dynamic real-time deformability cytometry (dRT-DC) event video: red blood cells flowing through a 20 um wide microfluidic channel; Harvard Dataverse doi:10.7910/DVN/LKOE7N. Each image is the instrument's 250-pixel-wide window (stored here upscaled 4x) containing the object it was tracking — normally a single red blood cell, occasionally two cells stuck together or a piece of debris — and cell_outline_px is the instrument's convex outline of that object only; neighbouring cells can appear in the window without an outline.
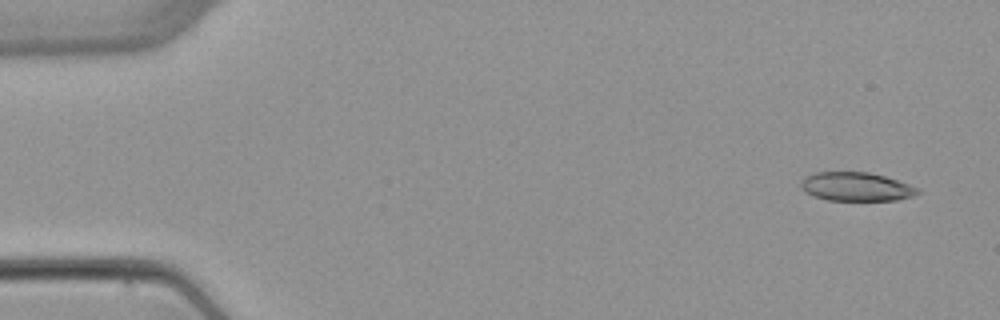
{"species": "common noctule bat (a hibernating species)", "species_latin": "Nyctalus noctula", "temperature_condition": "warm", "stored_images_in_passage": 4, "camera_frame_rate_fps": 3000, "um_per_image_px": 0.085, "animal": {"sex": "female", "body_mass_g": 22.7, "forearm_length_mm": 54.2}, "frame": {"image": 1, "passage_image": 1, "time_ms": 0.0, "image_size_px": [1000, 320], "cell_outline_px": [[920, 192], [912, 196], [896, 200], [828, 200], [816, 196], [808, 192], [800, 184], [808, 176], [816, 172], [868, 172], [884, 176], [908, 184], [916, 188]], "centroid_in_image_um": [72.81, 15.87], "position_along_channel_um": 12.2, "area_um2": 18.96}}
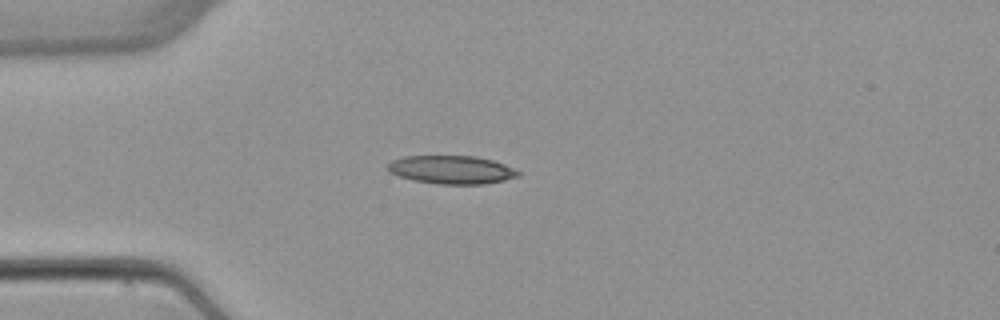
{"frame": {"image": 2, "passage_image": 4, "time_ms": 3.667, "image_size_px": [1000, 320], "cell_outline_px": [[520, 176], [504, 180], [484, 184], [440, 184], [412, 180], [400, 176], [392, 172], [388, 168], [388, 164], [392, 160], [404, 156], [476, 156], [492, 160], [504, 164], [520, 172]], "centroid_in_image_um": [38.4, 14.42], "position_along_channel_um": 46.6, "area_um2": 21.33}}